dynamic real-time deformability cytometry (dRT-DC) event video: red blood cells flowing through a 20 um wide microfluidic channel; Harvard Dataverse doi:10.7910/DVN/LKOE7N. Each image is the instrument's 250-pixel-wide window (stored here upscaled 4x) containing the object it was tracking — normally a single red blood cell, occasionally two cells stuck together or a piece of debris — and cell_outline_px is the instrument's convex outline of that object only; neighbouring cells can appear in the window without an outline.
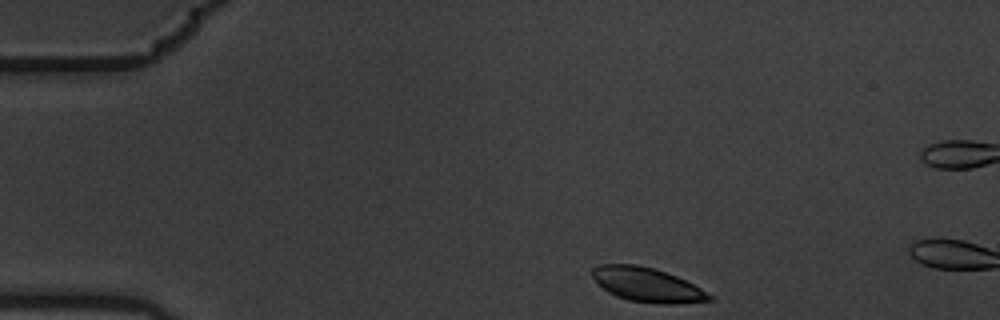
{"species": "common noctule bat (a hibernating species)", "species_latin": "Nyctalus noctula", "temperature_condition": "warm", "stored_images_in_passage": 3, "camera_frame_rate_fps": 3000, "um_per_image_px": 0.085, "animal": {"sex": "male", "body_mass_g": 19.5, "forearm_length_mm": 54.6}, "frame": {"image": 1, "passage_image": 1, "time_ms": 0.0, "image_size_px": [1000, 320], "cell_outline_px": [[712, 300], [676, 304], [656, 304], [628, 300], [616, 296], [608, 292], [592, 276], [592, 268], [600, 264], [636, 264], [652, 268], [676, 276], [700, 288], [712, 296]], "centroid_in_image_um": [54.99, 24.21], "position_along_channel_um": 30.0, "area_um2": 23.06}}